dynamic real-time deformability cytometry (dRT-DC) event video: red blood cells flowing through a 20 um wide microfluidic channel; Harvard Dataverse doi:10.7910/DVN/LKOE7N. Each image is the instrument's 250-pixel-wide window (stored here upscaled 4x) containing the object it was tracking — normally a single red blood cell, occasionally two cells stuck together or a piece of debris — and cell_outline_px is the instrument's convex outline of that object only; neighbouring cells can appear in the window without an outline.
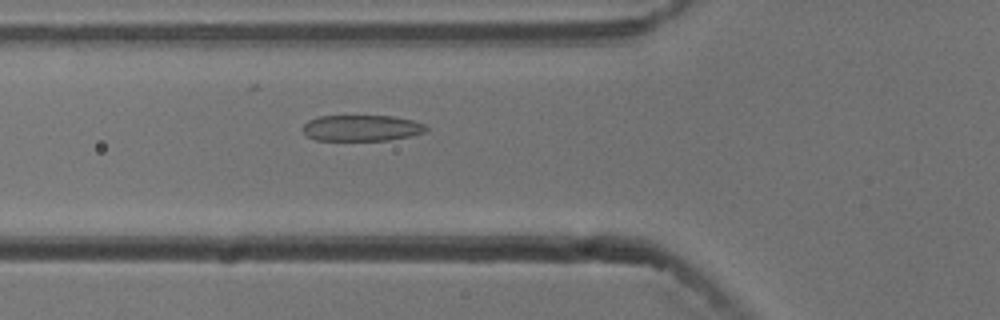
{"species": "common noctule bat (a hibernating species)", "species_latin": "Nyctalus noctula", "temperature_condition": "cold", "stored_images_in_passage": 54, "camera_frame_rate_fps": 3000, "um_per_image_px": 0.085, "animal": {"sex": "male", "body_mass_g": 13.3}, "frame": {"image": 1, "passage_image": 19, "time_ms": 6.0, "image_size_px": [1000, 320], "cell_outline_px": [[428, 128], [424, 132], [408, 136], [388, 140], [316, 140], [308, 136], [300, 128], [308, 120], [320, 116], [392, 116], [412, 120], [424, 124]], "centroid_in_image_um": [30.7, 10.88], "position_along_channel_um": 95.1, "area_um2": 18.61}}
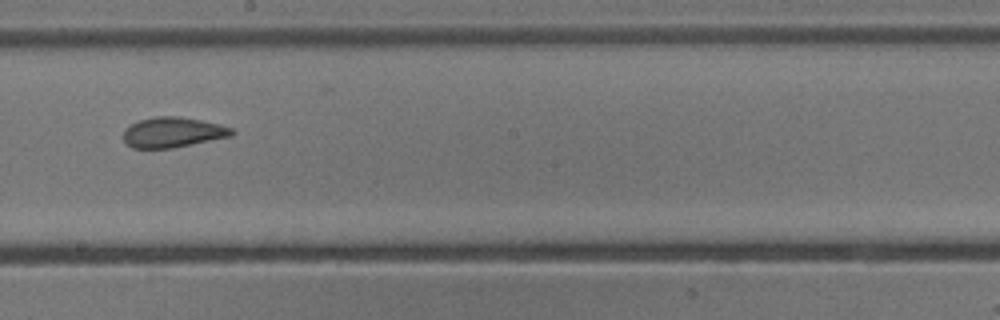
{"frame": {"image": 2, "passage_image": 30, "time_ms": 9.667, "image_size_px": [1000, 320], "cell_outline_px": [[236, 132], [232, 136], [172, 148], [132, 148], [124, 140], [124, 128], [140, 120], [156, 116], [180, 116], [220, 124], [232, 128]], "centroid_in_image_um": [14.71, 11.24], "position_along_channel_um": 233.5, "area_um2": 19.07}}
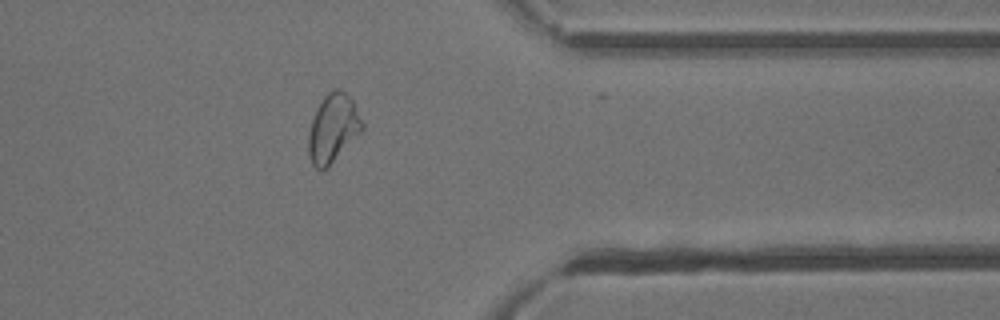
{"frame": {"image": 3, "passage_image": 43, "time_ms": 14.0, "image_size_px": [1000, 320], "cell_outline_px": [[364, 128], [328, 168], [316, 168], [312, 164], [308, 152], [308, 136], [312, 120], [316, 108], [324, 96], [328, 92], [336, 88], [340, 88], [352, 100], [364, 124]], "centroid_in_image_um": [28.3, 10.9], "position_along_channel_um": 383.1, "area_um2": 21.21}, "authors_computed_cell_mechanics": {"area_um2": 21.1259, "velocity_mm_per_s": 3.7567, "shape_relaxation_time_tau1_ms": 4.1103, "shape_relaxation_time_tau2_ms": 1.4042, "deformation_change_tau1": 0.1437, "deformation_change_tau2": 0.081}}